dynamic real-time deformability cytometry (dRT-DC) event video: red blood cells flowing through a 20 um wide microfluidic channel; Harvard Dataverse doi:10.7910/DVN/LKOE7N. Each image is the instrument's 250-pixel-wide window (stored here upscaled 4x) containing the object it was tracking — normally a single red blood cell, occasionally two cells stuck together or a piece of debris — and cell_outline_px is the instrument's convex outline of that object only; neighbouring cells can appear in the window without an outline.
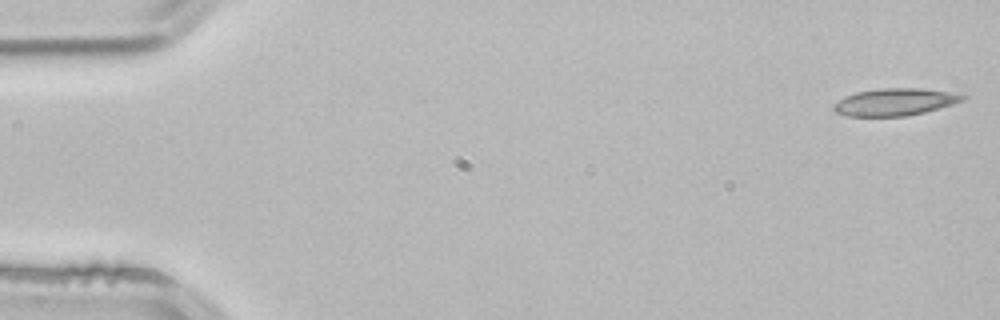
{"species": "common noctule bat (a hibernating species)", "species_latin": "Nyctalus noctula", "temperature_condition": "room temperature", "stored_images_in_passage": 5, "camera_frame_rate_fps": 3000, "um_per_image_px": 0.085, "animal": {"sex": "male", "body_mass_g": 21.5, "forearm_length_mm": 52.0}, "frame": {"image": 1, "passage_image": 1, "time_ms": 0.0, "image_size_px": [1000, 320], "cell_outline_px": [[968, 96], [964, 100], [940, 108], [924, 112], [904, 116], [848, 116], [836, 112], [832, 108], [832, 104], [844, 96], [856, 92], [880, 88], [924, 88], [948, 92]], "centroid_in_image_um": [76.03, 8.66], "position_along_channel_um": 9.0, "area_um2": 20.46}}
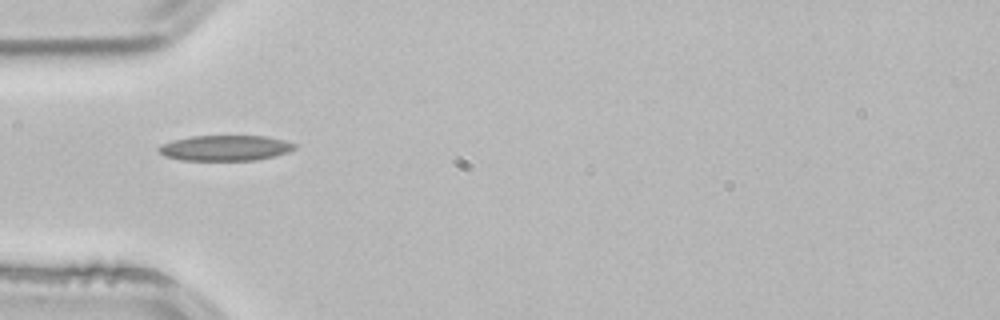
{"frame": {"image": 2, "passage_image": 4, "time_ms": 1.0, "image_size_px": [1000, 320], "cell_outline_px": [[300, 144], [296, 148], [288, 152], [256, 160], [180, 160], [164, 156], [156, 148], [160, 144], [192, 136], [268, 136]], "centroid_in_image_um": [19.17, 12.57], "position_along_channel_um": 65.8, "area_um2": 20.23}}